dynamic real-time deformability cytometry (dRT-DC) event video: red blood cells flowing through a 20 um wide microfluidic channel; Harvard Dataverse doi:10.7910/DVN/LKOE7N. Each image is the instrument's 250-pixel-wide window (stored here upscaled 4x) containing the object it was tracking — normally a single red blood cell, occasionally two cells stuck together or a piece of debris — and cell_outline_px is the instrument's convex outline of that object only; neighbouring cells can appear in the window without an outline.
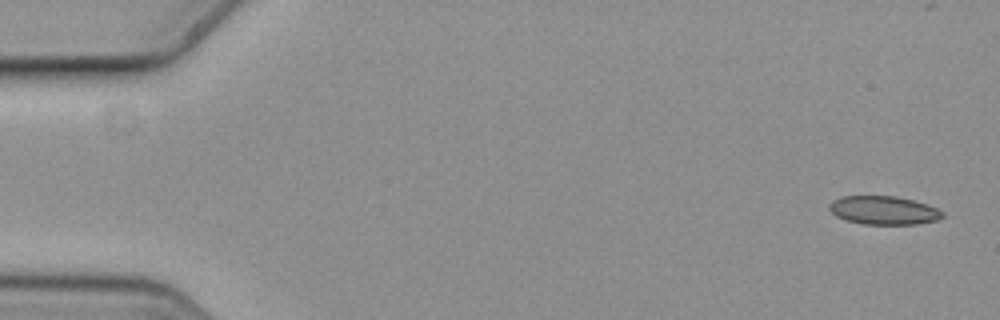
{"species": "common noctule bat (a hibernating species)", "species_latin": "Nyctalus noctula", "temperature_condition": "cold", "stored_images_in_passage": 5, "camera_frame_rate_fps": 3000, "um_per_image_px": 0.085, "animal": {"sex": "female", "body_mass_g": 19.3, "forearm_length_mm": 54.1}, "frame": {"image": 1, "passage_image": 1, "time_ms": 0.0, "image_size_px": [1000, 320], "cell_outline_px": [[944, 216], [936, 220], [916, 224], [864, 224], [844, 220], [836, 216], [828, 208], [828, 204], [832, 200], [840, 196], [896, 196], [912, 200], [936, 208], [944, 212]], "centroid_in_image_um": [75.06, 17.87], "position_along_channel_um": 9.9, "area_um2": 18.79}}
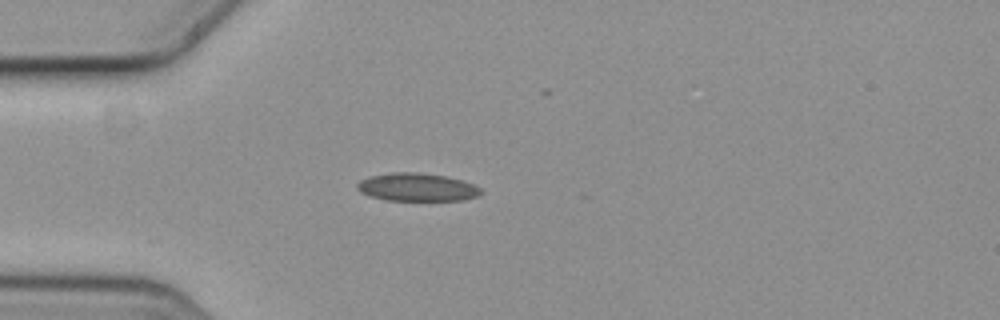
{"frame": {"image": 2, "passage_image": 5, "time_ms": 1.333, "image_size_px": [1000, 320], "cell_outline_px": [[484, 192], [476, 196], [464, 200], [384, 200], [368, 196], [360, 192], [356, 188], [356, 184], [360, 180], [368, 176], [392, 172], [416, 172], [444, 176], [460, 180], [472, 184], [480, 188]], "centroid_in_image_um": [35.38, 15.91], "position_along_channel_um": 49.6, "area_um2": 20.23}}